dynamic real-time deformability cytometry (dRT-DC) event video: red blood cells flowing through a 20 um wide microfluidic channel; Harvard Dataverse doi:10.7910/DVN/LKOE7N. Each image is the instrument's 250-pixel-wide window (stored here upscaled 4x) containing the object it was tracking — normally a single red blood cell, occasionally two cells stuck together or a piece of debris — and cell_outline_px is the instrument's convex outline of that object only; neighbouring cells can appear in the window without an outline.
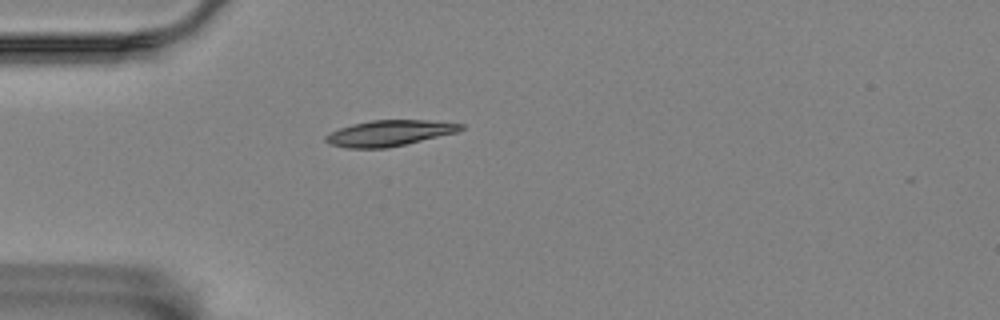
{"species": "Egyptian fruit bat (a non-hibernating species)", "species_latin": "Rousettus aegyptiacus", "temperature_condition": "room temperature", "stored_images_in_passage": 1, "camera_frame_rate_fps": 3000, "um_per_image_px": 0.085, "animal": {"sex": "female"}, "frame": {"image": 1, "passage_image": 1, "time_ms": 0.0, "image_size_px": [1000, 320], "cell_outline_px": [[464, 128], [456, 132], [388, 148], [348, 148], [332, 144], [324, 140], [324, 136], [340, 128], [352, 124], [372, 120], [428, 120], [464, 124]], "centroid_in_image_um": [33.09, 11.31], "position_along_channel_um": 51.9, "area_um2": 20.06}}